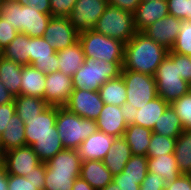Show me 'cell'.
Returning a JSON list of instances; mask_svg holds the SVG:
<instances>
[{
    "mask_svg": "<svg viewBox=\"0 0 191 190\" xmlns=\"http://www.w3.org/2000/svg\"><path fill=\"white\" fill-rule=\"evenodd\" d=\"M168 50L140 31L124 45L122 70L154 76Z\"/></svg>",
    "mask_w": 191,
    "mask_h": 190,
    "instance_id": "obj_1",
    "label": "cell"
},
{
    "mask_svg": "<svg viewBox=\"0 0 191 190\" xmlns=\"http://www.w3.org/2000/svg\"><path fill=\"white\" fill-rule=\"evenodd\" d=\"M0 16L29 37H43L52 15L41 13L16 0H0Z\"/></svg>",
    "mask_w": 191,
    "mask_h": 190,
    "instance_id": "obj_2",
    "label": "cell"
},
{
    "mask_svg": "<svg viewBox=\"0 0 191 190\" xmlns=\"http://www.w3.org/2000/svg\"><path fill=\"white\" fill-rule=\"evenodd\" d=\"M56 127L64 149L73 150L98 130L96 120L82 118L64 106H57Z\"/></svg>",
    "mask_w": 191,
    "mask_h": 190,
    "instance_id": "obj_3",
    "label": "cell"
},
{
    "mask_svg": "<svg viewBox=\"0 0 191 190\" xmlns=\"http://www.w3.org/2000/svg\"><path fill=\"white\" fill-rule=\"evenodd\" d=\"M123 62H108L86 58L82 66L72 76L73 88L99 91L108 80L121 75Z\"/></svg>",
    "mask_w": 191,
    "mask_h": 190,
    "instance_id": "obj_4",
    "label": "cell"
},
{
    "mask_svg": "<svg viewBox=\"0 0 191 190\" xmlns=\"http://www.w3.org/2000/svg\"><path fill=\"white\" fill-rule=\"evenodd\" d=\"M86 58L108 62H124V43L96 32L94 29L79 33L78 40Z\"/></svg>",
    "mask_w": 191,
    "mask_h": 190,
    "instance_id": "obj_5",
    "label": "cell"
},
{
    "mask_svg": "<svg viewBox=\"0 0 191 190\" xmlns=\"http://www.w3.org/2000/svg\"><path fill=\"white\" fill-rule=\"evenodd\" d=\"M126 44L135 34L133 14L109 4L93 28Z\"/></svg>",
    "mask_w": 191,
    "mask_h": 190,
    "instance_id": "obj_6",
    "label": "cell"
},
{
    "mask_svg": "<svg viewBox=\"0 0 191 190\" xmlns=\"http://www.w3.org/2000/svg\"><path fill=\"white\" fill-rule=\"evenodd\" d=\"M154 78L158 96L169 104L191 90V85L179 75L178 62H174L168 55L158 66Z\"/></svg>",
    "mask_w": 191,
    "mask_h": 190,
    "instance_id": "obj_7",
    "label": "cell"
},
{
    "mask_svg": "<svg viewBox=\"0 0 191 190\" xmlns=\"http://www.w3.org/2000/svg\"><path fill=\"white\" fill-rule=\"evenodd\" d=\"M121 75L127 88L126 103L137 110L158 96L154 76L129 70H122Z\"/></svg>",
    "mask_w": 191,
    "mask_h": 190,
    "instance_id": "obj_8",
    "label": "cell"
},
{
    "mask_svg": "<svg viewBox=\"0 0 191 190\" xmlns=\"http://www.w3.org/2000/svg\"><path fill=\"white\" fill-rule=\"evenodd\" d=\"M108 5V0H77L67 17L79 33L88 31L95 27Z\"/></svg>",
    "mask_w": 191,
    "mask_h": 190,
    "instance_id": "obj_9",
    "label": "cell"
},
{
    "mask_svg": "<svg viewBox=\"0 0 191 190\" xmlns=\"http://www.w3.org/2000/svg\"><path fill=\"white\" fill-rule=\"evenodd\" d=\"M103 106L99 91L74 88L64 107L82 118L97 120Z\"/></svg>",
    "mask_w": 191,
    "mask_h": 190,
    "instance_id": "obj_10",
    "label": "cell"
},
{
    "mask_svg": "<svg viewBox=\"0 0 191 190\" xmlns=\"http://www.w3.org/2000/svg\"><path fill=\"white\" fill-rule=\"evenodd\" d=\"M43 37L58 52L76 43L79 32L69 22L68 17L52 16Z\"/></svg>",
    "mask_w": 191,
    "mask_h": 190,
    "instance_id": "obj_11",
    "label": "cell"
},
{
    "mask_svg": "<svg viewBox=\"0 0 191 190\" xmlns=\"http://www.w3.org/2000/svg\"><path fill=\"white\" fill-rule=\"evenodd\" d=\"M42 161L36 155L31 146H23L9 150L4 153L3 167L8 174L16 176H26L34 171Z\"/></svg>",
    "mask_w": 191,
    "mask_h": 190,
    "instance_id": "obj_12",
    "label": "cell"
},
{
    "mask_svg": "<svg viewBox=\"0 0 191 190\" xmlns=\"http://www.w3.org/2000/svg\"><path fill=\"white\" fill-rule=\"evenodd\" d=\"M72 76L61 71L46 74L44 100L49 106L63 107L73 92Z\"/></svg>",
    "mask_w": 191,
    "mask_h": 190,
    "instance_id": "obj_13",
    "label": "cell"
},
{
    "mask_svg": "<svg viewBox=\"0 0 191 190\" xmlns=\"http://www.w3.org/2000/svg\"><path fill=\"white\" fill-rule=\"evenodd\" d=\"M29 64L45 74L58 71L57 52L44 37H30Z\"/></svg>",
    "mask_w": 191,
    "mask_h": 190,
    "instance_id": "obj_14",
    "label": "cell"
},
{
    "mask_svg": "<svg viewBox=\"0 0 191 190\" xmlns=\"http://www.w3.org/2000/svg\"><path fill=\"white\" fill-rule=\"evenodd\" d=\"M56 118L57 106H48L39 115L26 118L24 122L26 145L32 146L39 137L45 134L57 133Z\"/></svg>",
    "mask_w": 191,
    "mask_h": 190,
    "instance_id": "obj_15",
    "label": "cell"
},
{
    "mask_svg": "<svg viewBox=\"0 0 191 190\" xmlns=\"http://www.w3.org/2000/svg\"><path fill=\"white\" fill-rule=\"evenodd\" d=\"M180 26L181 19L168 14L145 28L142 33L167 50H171L180 31Z\"/></svg>",
    "mask_w": 191,
    "mask_h": 190,
    "instance_id": "obj_16",
    "label": "cell"
},
{
    "mask_svg": "<svg viewBox=\"0 0 191 190\" xmlns=\"http://www.w3.org/2000/svg\"><path fill=\"white\" fill-rule=\"evenodd\" d=\"M169 14L166 0L141 1L133 13L136 31L142 32L156 20H161Z\"/></svg>",
    "mask_w": 191,
    "mask_h": 190,
    "instance_id": "obj_17",
    "label": "cell"
},
{
    "mask_svg": "<svg viewBox=\"0 0 191 190\" xmlns=\"http://www.w3.org/2000/svg\"><path fill=\"white\" fill-rule=\"evenodd\" d=\"M115 138L116 137L114 136H110L102 131L97 130L79 145L77 150L80 159L82 161H102L112 147Z\"/></svg>",
    "mask_w": 191,
    "mask_h": 190,
    "instance_id": "obj_18",
    "label": "cell"
},
{
    "mask_svg": "<svg viewBox=\"0 0 191 190\" xmlns=\"http://www.w3.org/2000/svg\"><path fill=\"white\" fill-rule=\"evenodd\" d=\"M97 128L110 136L123 137L127 128L126 121L121 112V106L104 104L101 113L96 120Z\"/></svg>",
    "mask_w": 191,
    "mask_h": 190,
    "instance_id": "obj_19",
    "label": "cell"
},
{
    "mask_svg": "<svg viewBox=\"0 0 191 190\" xmlns=\"http://www.w3.org/2000/svg\"><path fill=\"white\" fill-rule=\"evenodd\" d=\"M131 156V148L126 140L123 137H118L113 141L112 147L102 162L114 176L122 172Z\"/></svg>",
    "mask_w": 191,
    "mask_h": 190,
    "instance_id": "obj_20",
    "label": "cell"
},
{
    "mask_svg": "<svg viewBox=\"0 0 191 190\" xmlns=\"http://www.w3.org/2000/svg\"><path fill=\"white\" fill-rule=\"evenodd\" d=\"M80 177L95 190H100L113 181L112 173L100 160L82 161Z\"/></svg>",
    "mask_w": 191,
    "mask_h": 190,
    "instance_id": "obj_21",
    "label": "cell"
},
{
    "mask_svg": "<svg viewBox=\"0 0 191 190\" xmlns=\"http://www.w3.org/2000/svg\"><path fill=\"white\" fill-rule=\"evenodd\" d=\"M20 95L44 99L46 74L32 65L22 67Z\"/></svg>",
    "mask_w": 191,
    "mask_h": 190,
    "instance_id": "obj_22",
    "label": "cell"
},
{
    "mask_svg": "<svg viewBox=\"0 0 191 190\" xmlns=\"http://www.w3.org/2000/svg\"><path fill=\"white\" fill-rule=\"evenodd\" d=\"M26 145L24 122L15 113L9 125L0 135V147L3 153Z\"/></svg>",
    "mask_w": 191,
    "mask_h": 190,
    "instance_id": "obj_23",
    "label": "cell"
},
{
    "mask_svg": "<svg viewBox=\"0 0 191 190\" xmlns=\"http://www.w3.org/2000/svg\"><path fill=\"white\" fill-rule=\"evenodd\" d=\"M148 172L160 174L166 184L173 182L182 174L174 153L148 158Z\"/></svg>",
    "mask_w": 191,
    "mask_h": 190,
    "instance_id": "obj_24",
    "label": "cell"
},
{
    "mask_svg": "<svg viewBox=\"0 0 191 190\" xmlns=\"http://www.w3.org/2000/svg\"><path fill=\"white\" fill-rule=\"evenodd\" d=\"M57 55L59 62L58 71L69 76H73L86 59L82 45L79 41L70 47H66L63 50L58 51Z\"/></svg>",
    "mask_w": 191,
    "mask_h": 190,
    "instance_id": "obj_25",
    "label": "cell"
},
{
    "mask_svg": "<svg viewBox=\"0 0 191 190\" xmlns=\"http://www.w3.org/2000/svg\"><path fill=\"white\" fill-rule=\"evenodd\" d=\"M169 105L162 97L157 96L137 110L134 116L135 124L153 130L154 124L158 122Z\"/></svg>",
    "mask_w": 191,
    "mask_h": 190,
    "instance_id": "obj_26",
    "label": "cell"
},
{
    "mask_svg": "<svg viewBox=\"0 0 191 190\" xmlns=\"http://www.w3.org/2000/svg\"><path fill=\"white\" fill-rule=\"evenodd\" d=\"M45 164L53 172L80 173L82 160L78 150L63 149Z\"/></svg>",
    "mask_w": 191,
    "mask_h": 190,
    "instance_id": "obj_27",
    "label": "cell"
},
{
    "mask_svg": "<svg viewBox=\"0 0 191 190\" xmlns=\"http://www.w3.org/2000/svg\"><path fill=\"white\" fill-rule=\"evenodd\" d=\"M152 130L136 124L128 125L123 138L131 148L132 155L146 156Z\"/></svg>",
    "mask_w": 191,
    "mask_h": 190,
    "instance_id": "obj_28",
    "label": "cell"
},
{
    "mask_svg": "<svg viewBox=\"0 0 191 190\" xmlns=\"http://www.w3.org/2000/svg\"><path fill=\"white\" fill-rule=\"evenodd\" d=\"M0 55L20 65H29L30 37L18 32L16 37L0 52Z\"/></svg>",
    "mask_w": 191,
    "mask_h": 190,
    "instance_id": "obj_29",
    "label": "cell"
},
{
    "mask_svg": "<svg viewBox=\"0 0 191 190\" xmlns=\"http://www.w3.org/2000/svg\"><path fill=\"white\" fill-rule=\"evenodd\" d=\"M22 67L0 55V80L15 97L20 95Z\"/></svg>",
    "mask_w": 191,
    "mask_h": 190,
    "instance_id": "obj_30",
    "label": "cell"
},
{
    "mask_svg": "<svg viewBox=\"0 0 191 190\" xmlns=\"http://www.w3.org/2000/svg\"><path fill=\"white\" fill-rule=\"evenodd\" d=\"M127 88L122 75L106 81L100 88L99 93L104 104L122 106L126 103Z\"/></svg>",
    "mask_w": 191,
    "mask_h": 190,
    "instance_id": "obj_31",
    "label": "cell"
},
{
    "mask_svg": "<svg viewBox=\"0 0 191 190\" xmlns=\"http://www.w3.org/2000/svg\"><path fill=\"white\" fill-rule=\"evenodd\" d=\"M184 131L180 118L175 114L173 108L169 105L160 116L158 122L154 124L152 132L164 135L169 138H177Z\"/></svg>",
    "mask_w": 191,
    "mask_h": 190,
    "instance_id": "obj_32",
    "label": "cell"
},
{
    "mask_svg": "<svg viewBox=\"0 0 191 190\" xmlns=\"http://www.w3.org/2000/svg\"><path fill=\"white\" fill-rule=\"evenodd\" d=\"M16 114L25 122L26 118L39 115L49 105L43 98L27 95H19L14 99Z\"/></svg>",
    "mask_w": 191,
    "mask_h": 190,
    "instance_id": "obj_33",
    "label": "cell"
},
{
    "mask_svg": "<svg viewBox=\"0 0 191 190\" xmlns=\"http://www.w3.org/2000/svg\"><path fill=\"white\" fill-rule=\"evenodd\" d=\"M42 162H47L64 149L58 133L45 134L31 146Z\"/></svg>",
    "mask_w": 191,
    "mask_h": 190,
    "instance_id": "obj_34",
    "label": "cell"
},
{
    "mask_svg": "<svg viewBox=\"0 0 191 190\" xmlns=\"http://www.w3.org/2000/svg\"><path fill=\"white\" fill-rule=\"evenodd\" d=\"M175 157L182 174H191V131L184 130L176 138Z\"/></svg>",
    "mask_w": 191,
    "mask_h": 190,
    "instance_id": "obj_35",
    "label": "cell"
},
{
    "mask_svg": "<svg viewBox=\"0 0 191 190\" xmlns=\"http://www.w3.org/2000/svg\"><path fill=\"white\" fill-rule=\"evenodd\" d=\"M80 173L53 172L46 166L44 190H72Z\"/></svg>",
    "mask_w": 191,
    "mask_h": 190,
    "instance_id": "obj_36",
    "label": "cell"
},
{
    "mask_svg": "<svg viewBox=\"0 0 191 190\" xmlns=\"http://www.w3.org/2000/svg\"><path fill=\"white\" fill-rule=\"evenodd\" d=\"M148 172V157L132 155L120 174L121 178L144 180Z\"/></svg>",
    "mask_w": 191,
    "mask_h": 190,
    "instance_id": "obj_37",
    "label": "cell"
},
{
    "mask_svg": "<svg viewBox=\"0 0 191 190\" xmlns=\"http://www.w3.org/2000/svg\"><path fill=\"white\" fill-rule=\"evenodd\" d=\"M175 144L176 138H169L152 132L146 156L153 158L165 154H173L175 152Z\"/></svg>",
    "mask_w": 191,
    "mask_h": 190,
    "instance_id": "obj_38",
    "label": "cell"
},
{
    "mask_svg": "<svg viewBox=\"0 0 191 190\" xmlns=\"http://www.w3.org/2000/svg\"><path fill=\"white\" fill-rule=\"evenodd\" d=\"M175 114L180 118L184 130L191 131V90L170 103Z\"/></svg>",
    "mask_w": 191,
    "mask_h": 190,
    "instance_id": "obj_39",
    "label": "cell"
},
{
    "mask_svg": "<svg viewBox=\"0 0 191 190\" xmlns=\"http://www.w3.org/2000/svg\"><path fill=\"white\" fill-rule=\"evenodd\" d=\"M170 51L191 56V21L181 20L180 31Z\"/></svg>",
    "mask_w": 191,
    "mask_h": 190,
    "instance_id": "obj_40",
    "label": "cell"
},
{
    "mask_svg": "<svg viewBox=\"0 0 191 190\" xmlns=\"http://www.w3.org/2000/svg\"><path fill=\"white\" fill-rule=\"evenodd\" d=\"M169 15L191 21V0H166Z\"/></svg>",
    "mask_w": 191,
    "mask_h": 190,
    "instance_id": "obj_41",
    "label": "cell"
},
{
    "mask_svg": "<svg viewBox=\"0 0 191 190\" xmlns=\"http://www.w3.org/2000/svg\"><path fill=\"white\" fill-rule=\"evenodd\" d=\"M45 183H33L24 176L8 174V190H44Z\"/></svg>",
    "mask_w": 191,
    "mask_h": 190,
    "instance_id": "obj_42",
    "label": "cell"
},
{
    "mask_svg": "<svg viewBox=\"0 0 191 190\" xmlns=\"http://www.w3.org/2000/svg\"><path fill=\"white\" fill-rule=\"evenodd\" d=\"M174 62H178L179 75L191 85V56L168 50L167 54Z\"/></svg>",
    "mask_w": 191,
    "mask_h": 190,
    "instance_id": "obj_43",
    "label": "cell"
},
{
    "mask_svg": "<svg viewBox=\"0 0 191 190\" xmlns=\"http://www.w3.org/2000/svg\"><path fill=\"white\" fill-rule=\"evenodd\" d=\"M18 30L0 16V52L16 37Z\"/></svg>",
    "mask_w": 191,
    "mask_h": 190,
    "instance_id": "obj_44",
    "label": "cell"
},
{
    "mask_svg": "<svg viewBox=\"0 0 191 190\" xmlns=\"http://www.w3.org/2000/svg\"><path fill=\"white\" fill-rule=\"evenodd\" d=\"M77 0H50L51 15L67 17Z\"/></svg>",
    "mask_w": 191,
    "mask_h": 190,
    "instance_id": "obj_45",
    "label": "cell"
},
{
    "mask_svg": "<svg viewBox=\"0 0 191 190\" xmlns=\"http://www.w3.org/2000/svg\"><path fill=\"white\" fill-rule=\"evenodd\" d=\"M165 186L166 182L160 174L147 172L146 177L140 185V190H164Z\"/></svg>",
    "mask_w": 191,
    "mask_h": 190,
    "instance_id": "obj_46",
    "label": "cell"
},
{
    "mask_svg": "<svg viewBox=\"0 0 191 190\" xmlns=\"http://www.w3.org/2000/svg\"><path fill=\"white\" fill-rule=\"evenodd\" d=\"M16 113L15 103H7L0 105V135L5 131L9 125L11 117Z\"/></svg>",
    "mask_w": 191,
    "mask_h": 190,
    "instance_id": "obj_47",
    "label": "cell"
},
{
    "mask_svg": "<svg viewBox=\"0 0 191 190\" xmlns=\"http://www.w3.org/2000/svg\"><path fill=\"white\" fill-rule=\"evenodd\" d=\"M164 190H191V174H181L173 182L166 184Z\"/></svg>",
    "mask_w": 191,
    "mask_h": 190,
    "instance_id": "obj_48",
    "label": "cell"
},
{
    "mask_svg": "<svg viewBox=\"0 0 191 190\" xmlns=\"http://www.w3.org/2000/svg\"><path fill=\"white\" fill-rule=\"evenodd\" d=\"M22 6H29L41 13L51 14L50 0H16Z\"/></svg>",
    "mask_w": 191,
    "mask_h": 190,
    "instance_id": "obj_49",
    "label": "cell"
},
{
    "mask_svg": "<svg viewBox=\"0 0 191 190\" xmlns=\"http://www.w3.org/2000/svg\"><path fill=\"white\" fill-rule=\"evenodd\" d=\"M113 181L120 190H140V185L142 184L139 179L121 178L119 175H114Z\"/></svg>",
    "mask_w": 191,
    "mask_h": 190,
    "instance_id": "obj_50",
    "label": "cell"
},
{
    "mask_svg": "<svg viewBox=\"0 0 191 190\" xmlns=\"http://www.w3.org/2000/svg\"><path fill=\"white\" fill-rule=\"evenodd\" d=\"M46 176V164L42 162L40 165L34 168V171L24 176L27 180H31L33 183H45Z\"/></svg>",
    "mask_w": 191,
    "mask_h": 190,
    "instance_id": "obj_51",
    "label": "cell"
},
{
    "mask_svg": "<svg viewBox=\"0 0 191 190\" xmlns=\"http://www.w3.org/2000/svg\"><path fill=\"white\" fill-rule=\"evenodd\" d=\"M108 2L117 8L133 14L141 0H108Z\"/></svg>",
    "mask_w": 191,
    "mask_h": 190,
    "instance_id": "obj_52",
    "label": "cell"
},
{
    "mask_svg": "<svg viewBox=\"0 0 191 190\" xmlns=\"http://www.w3.org/2000/svg\"><path fill=\"white\" fill-rule=\"evenodd\" d=\"M121 112L126 121L127 126L135 124L134 116L137 114V109L134 106L125 103L121 106Z\"/></svg>",
    "mask_w": 191,
    "mask_h": 190,
    "instance_id": "obj_53",
    "label": "cell"
},
{
    "mask_svg": "<svg viewBox=\"0 0 191 190\" xmlns=\"http://www.w3.org/2000/svg\"><path fill=\"white\" fill-rule=\"evenodd\" d=\"M15 96L6 89L0 80V105L14 102Z\"/></svg>",
    "mask_w": 191,
    "mask_h": 190,
    "instance_id": "obj_54",
    "label": "cell"
},
{
    "mask_svg": "<svg viewBox=\"0 0 191 190\" xmlns=\"http://www.w3.org/2000/svg\"><path fill=\"white\" fill-rule=\"evenodd\" d=\"M72 190H95L87 181L78 177L75 179Z\"/></svg>",
    "mask_w": 191,
    "mask_h": 190,
    "instance_id": "obj_55",
    "label": "cell"
},
{
    "mask_svg": "<svg viewBox=\"0 0 191 190\" xmlns=\"http://www.w3.org/2000/svg\"><path fill=\"white\" fill-rule=\"evenodd\" d=\"M0 190H8V173L3 166L0 167Z\"/></svg>",
    "mask_w": 191,
    "mask_h": 190,
    "instance_id": "obj_56",
    "label": "cell"
},
{
    "mask_svg": "<svg viewBox=\"0 0 191 190\" xmlns=\"http://www.w3.org/2000/svg\"><path fill=\"white\" fill-rule=\"evenodd\" d=\"M100 190H120V189L118 185L114 181H112L107 186H105L104 188Z\"/></svg>",
    "mask_w": 191,
    "mask_h": 190,
    "instance_id": "obj_57",
    "label": "cell"
},
{
    "mask_svg": "<svg viewBox=\"0 0 191 190\" xmlns=\"http://www.w3.org/2000/svg\"><path fill=\"white\" fill-rule=\"evenodd\" d=\"M3 157H4V153H3V151L1 150V147H0V162H3Z\"/></svg>",
    "mask_w": 191,
    "mask_h": 190,
    "instance_id": "obj_58",
    "label": "cell"
}]
</instances>
